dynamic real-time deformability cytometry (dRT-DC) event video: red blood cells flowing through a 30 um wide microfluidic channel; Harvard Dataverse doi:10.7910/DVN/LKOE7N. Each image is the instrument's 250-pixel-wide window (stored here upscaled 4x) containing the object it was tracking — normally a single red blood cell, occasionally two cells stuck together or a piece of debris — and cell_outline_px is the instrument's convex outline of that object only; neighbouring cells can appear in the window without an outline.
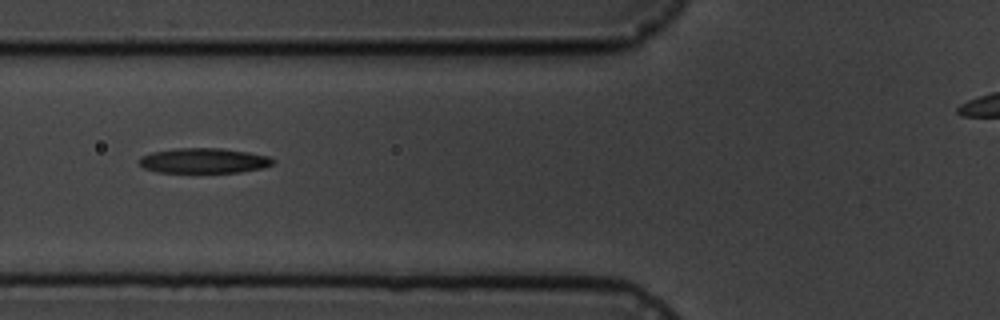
{"species": "common noctule bat (a hibernating species)", "species_latin": "Nyctalus noctula", "temperature_condition": "cold", "stored_images_in_passage": 10, "camera_frame_rate_fps": 3000, "um_per_image_px": 0.085, "animal": {"sex": "male", "body_mass_g": 19.5, "forearm_length_mm": 54.6}, "frame": {"image": 1, "passage_image": 2, "time_ms": 1.333, "image_size_px": [1000, 320], "cell_outline_px": [[276, 160], [272, 164], [260, 168], [240, 172], [156, 172], [144, 168], [140, 164], [140, 156], [152, 152], [176, 148], [220, 148], [248, 152], [268, 156]], "centroid_in_image_um": [17.31, 13.65], "position_along_channel_um": 108.5, "area_um2": 19.42}}
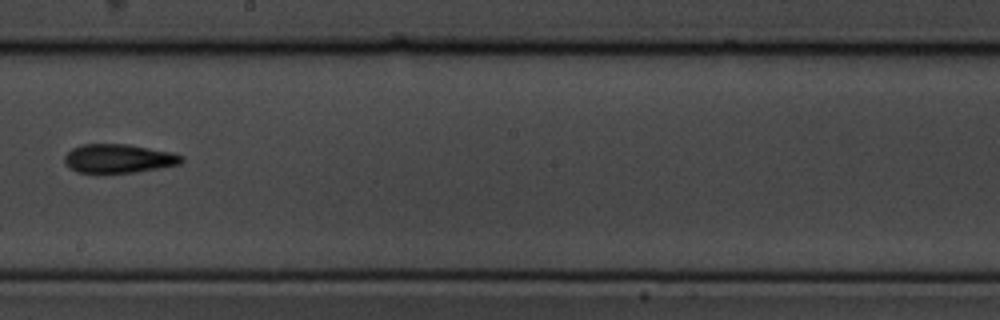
{"frame": {"image": 2, "passage_image": 5, "time_ms": 5.0, "image_size_px": [1000, 320], "cell_outline_px": [[184, 160], [180, 164], [136, 172], [76, 172], [64, 164], [64, 156], [72, 148], [80, 144], [128, 144], [168, 152], [184, 156]], "centroid_in_image_um": [10.04, 13.47], "position_along_channel_um": 238.2, "area_um2": 19.48}}
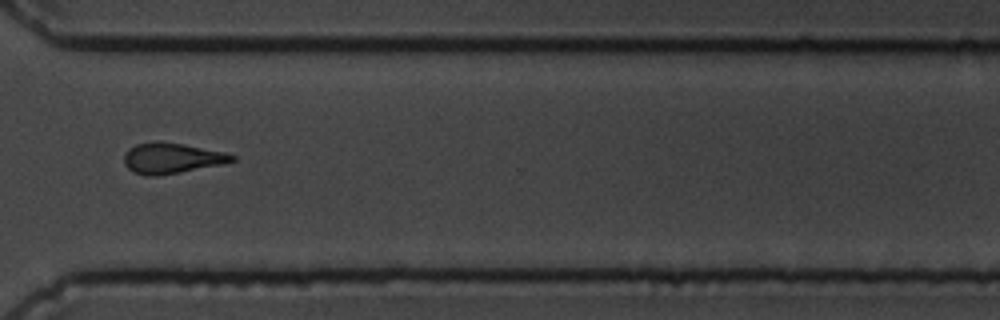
{"frame": {"image": 3, "passage_image": 8, "time_ms": 8.333, "image_size_px": [1000, 320], "cell_outline_px": [[236, 160], [224, 164], [160, 176], [144, 176], [132, 172], [124, 164], [124, 152], [128, 148], [136, 144], [156, 140], [184, 144], [224, 152], [236, 156]], "centroid_in_image_um": [14.56, 13.45], "position_along_channel_um": 356.0, "area_um2": 19.65}}